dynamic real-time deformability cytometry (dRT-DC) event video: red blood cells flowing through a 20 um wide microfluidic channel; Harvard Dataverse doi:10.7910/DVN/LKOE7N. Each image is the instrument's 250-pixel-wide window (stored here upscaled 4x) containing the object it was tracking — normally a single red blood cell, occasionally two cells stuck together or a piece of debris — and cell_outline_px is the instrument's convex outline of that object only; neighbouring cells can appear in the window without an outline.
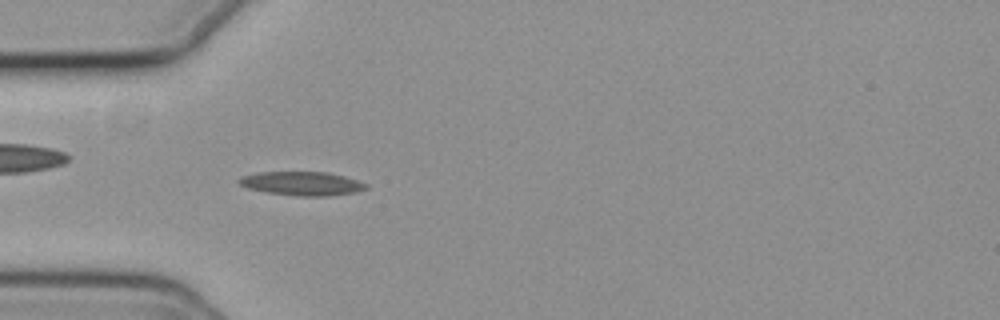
{"species": "common noctule bat (a hibernating species)", "species_latin": "Nyctalus noctula", "temperature_condition": "cold", "stored_images_in_passage": 44, "camera_frame_rate_fps": 3000, "um_per_image_px": 0.085, "animal": {"sex": "female", "body_mass_g": 19.3, "forearm_length_mm": 54.1}, "frame": {"image": 1, "passage_image": 5, "time_ms": 1.333, "image_size_px": [1000, 320], "cell_outline_px": [[368, 188], [356, 192], [328, 196], [296, 196], [268, 192], [248, 188], [240, 184], [236, 180], [240, 176], [260, 172], [328, 172], [344, 176], [368, 184]], "centroid_in_image_um": [25.67, 15.6], "position_along_channel_um": 59.3, "area_um2": 17.63}}
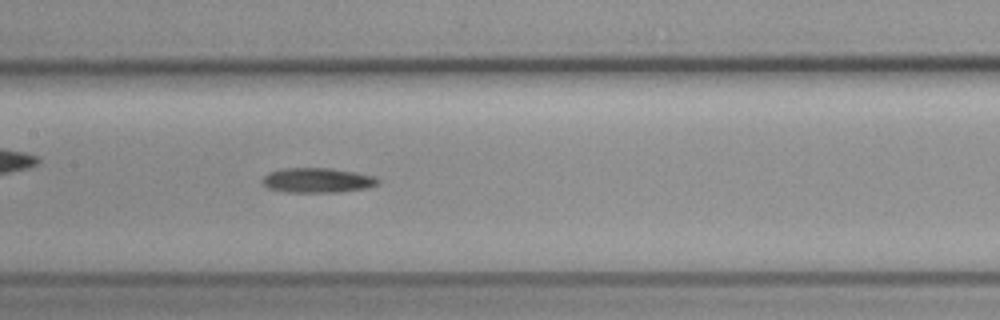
{"frame": {"image": 2, "passage_image": 15, "time_ms": 4.667, "image_size_px": [1000, 320], "cell_outline_px": [[380, 184], [368, 188], [340, 192], [288, 192], [268, 188], [264, 184], [264, 176], [268, 172], [284, 168], [328, 168], [376, 176], [380, 180]], "centroid_in_image_um": [27.03, 15.33], "position_along_channel_um": 180.4, "area_um2": 16.65}}
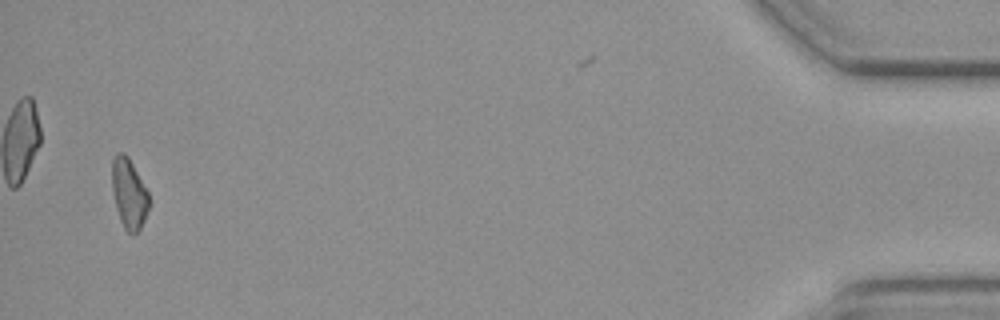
{"frame": {"image": 3, "passage_image": 42, "time_ms": 13.667, "image_size_px": [1000, 320], "cell_outline_px": [[152, 204], [140, 228], [136, 232], [128, 232], [124, 228], [120, 220], [116, 208], [112, 192], [112, 160], [116, 152], [124, 152], [128, 156], [148, 192]], "centroid_in_image_um": [10.97, 16.43], "position_along_channel_um": 424.2, "area_um2": 15.26}, "authors_computed_cell_mechanics": {"area_um2": 16.2996, "velocity_mm_per_s": 3.728, "shape_relaxation_time_tau1_ms": 5.3335, "shape_relaxation_time_tau2_ms": null, "deformation_change_tau1": 0.1706, "deformation_change_tau2": null}}